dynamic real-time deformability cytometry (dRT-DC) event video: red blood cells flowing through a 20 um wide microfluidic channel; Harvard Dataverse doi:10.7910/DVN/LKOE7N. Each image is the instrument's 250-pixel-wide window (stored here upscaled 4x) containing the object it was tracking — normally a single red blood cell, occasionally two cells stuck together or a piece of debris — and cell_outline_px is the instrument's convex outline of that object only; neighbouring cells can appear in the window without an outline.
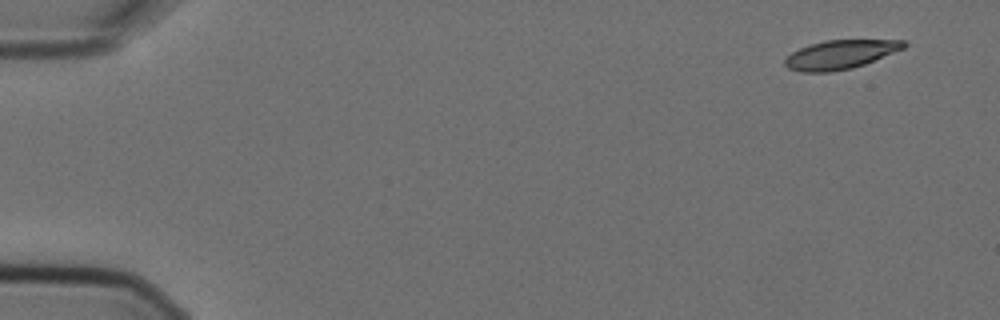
{"species": "Egyptian fruit bat (a non-hibernating species)", "species_latin": "Rousettus aegyptiacus", "temperature_condition": "cold", "stored_images_in_passage": 3, "camera_frame_rate_fps": 3000, "um_per_image_px": 0.085, "animal": {"sex": "female"}, "frame": {"image": 1, "passage_image": 1, "time_ms": 0.0, "image_size_px": [1000, 320], "cell_outline_px": [[908, 44], [904, 48], [864, 64], [852, 68], [832, 72], [800, 72], [788, 68], [784, 64], [784, 60], [792, 52], [800, 48], [824, 40], [908, 40]], "centroid_in_image_um": [71.43, 4.64], "position_along_channel_um": 13.6, "area_um2": 19.94}}
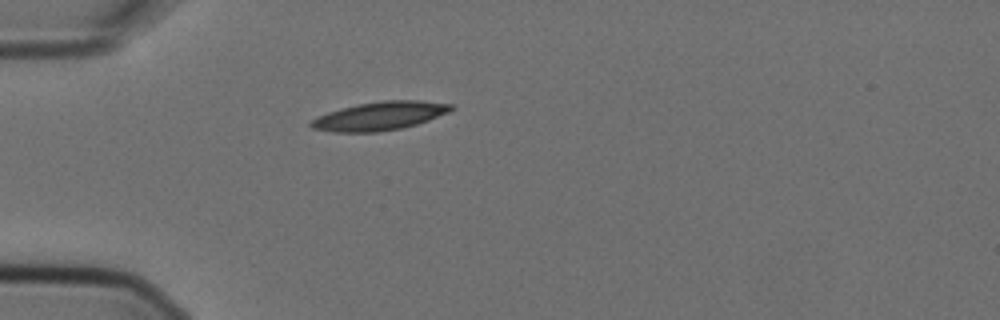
{"frame": {"image": 2, "passage_image": 3, "time_ms": 0.667, "image_size_px": [1000, 320], "cell_outline_px": [[456, 108], [448, 112], [428, 120], [416, 124], [400, 128], [376, 132], [332, 132], [312, 128], [308, 124], [316, 116], [328, 112], [356, 104], [384, 100], [420, 100], [456, 104]], "centroid_in_image_um": [32.29, 9.84], "position_along_channel_um": 52.7, "area_um2": 23.35}}